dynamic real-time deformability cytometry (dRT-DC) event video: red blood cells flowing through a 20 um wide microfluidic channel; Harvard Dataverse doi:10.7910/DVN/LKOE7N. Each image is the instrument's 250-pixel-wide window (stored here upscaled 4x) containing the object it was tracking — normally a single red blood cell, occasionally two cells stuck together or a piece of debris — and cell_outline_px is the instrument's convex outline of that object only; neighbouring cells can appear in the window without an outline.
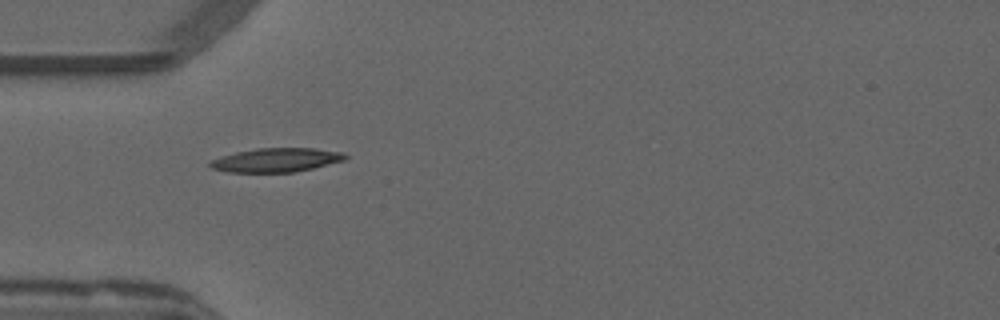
{"species": "common noctule bat (a hibernating species)", "species_latin": "Nyctalus noctula", "temperature_condition": "warm", "stored_images_in_passage": 38, "camera_frame_rate_fps": 3000, "um_per_image_px": 0.085, "animal": {"sex": "male", "forearm_length_mm": 52.5}, "frame": {"image": 1, "passage_image": 1, "time_ms": 0.0, "image_size_px": [1000, 320], "cell_outline_px": [[348, 156], [344, 160], [312, 168], [292, 172], [228, 172], [212, 168], [208, 164], [212, 160], [220, 156], [236, 152], [256, 148], [316, 148], [344, 152]], "centroid_in_image_um": [23.48, 13.59], "position_along_channel_um": 61.5, "area_um2": 18.79}}
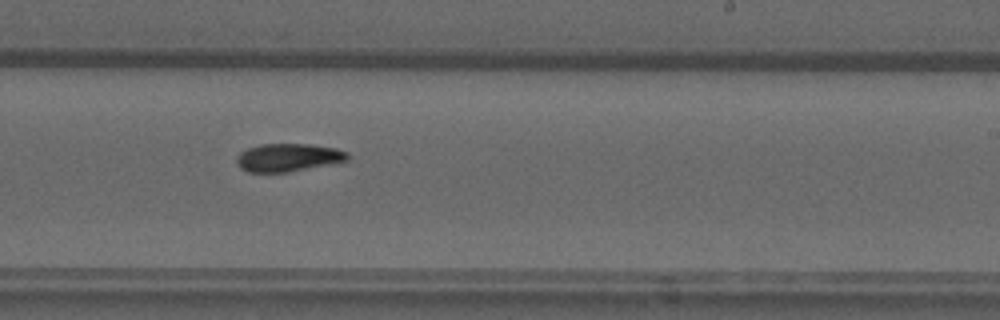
{"frame": {"image": 2, "passage_image": 17, "time_ms": 5.333, "image_size_px": [1000, 320], "cell_outline_px": [[348, 160], [288, 172], [248, 172], [240, 168], [236, 164], [236, 156], [240, 152], [248, 148], [260, 144], [308, 144], [336, 148], [348, 152]], "centroid_in_image_um": [24.45, 13.38], "position_along_channel_um": 264.6, "area_um2": 18.03}}
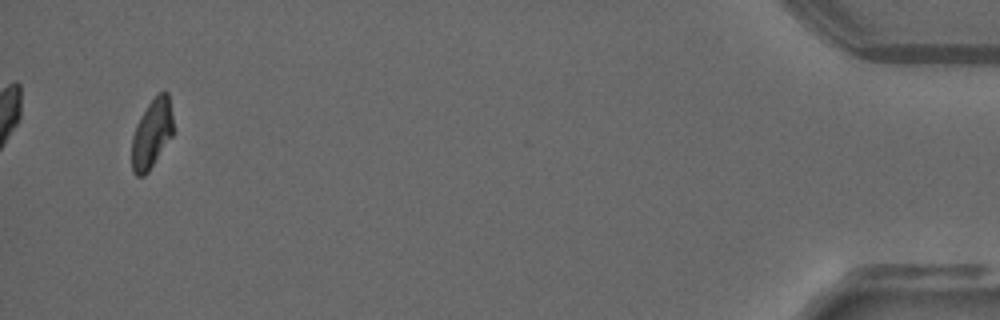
{"frame": {"image": 3, "passage_image": 36, "time_ms": 11.667, "image_size_px": [1000, 320], "cell_outline_px": [[172, 136], [148, 172], [144, 176], [136, 176], [132, 172], [132, 136], [136, 124], [140, 116], [156, 92], [168, 92], [172, 116]], "centroid_in_image_um": [12.88, 11.35], "position_along_channel_um": 422.3, "area_um2": 16.7}, "authors_computed_cell_mechanics": {"area_um2": 18.0336, "velocity_mm_per_s": 3.8434, "shape_relaxation_time_tau1_ms": 10.2011, "shape_relaxation_time_tau2_ms": null, "deformation_change_tau1": 0.2359, "deformation_change_tau2": null}}